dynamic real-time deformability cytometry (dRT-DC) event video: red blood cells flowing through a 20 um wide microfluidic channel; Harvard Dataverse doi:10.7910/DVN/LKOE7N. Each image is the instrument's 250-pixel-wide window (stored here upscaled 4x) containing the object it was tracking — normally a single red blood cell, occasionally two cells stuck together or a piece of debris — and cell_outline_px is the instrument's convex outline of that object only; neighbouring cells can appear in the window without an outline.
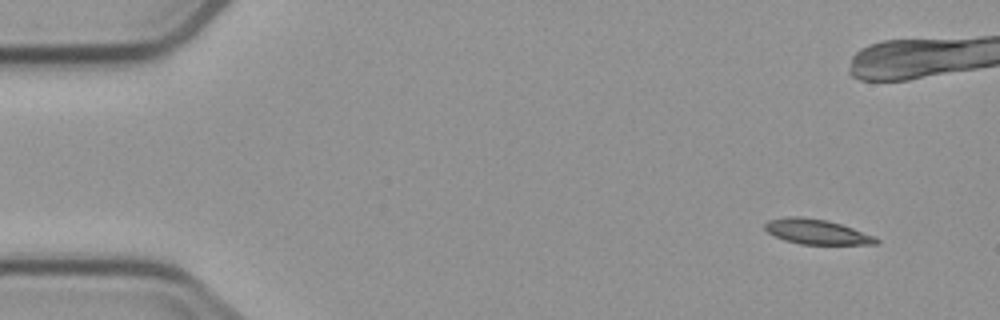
{"species": "common noctule bat (a hibernating species)", "species_latin": "Nyctalus noctula", "temperature_condition": "cold", "stored_images_in_passage": 5, "camera_frame_rate_fps": 3000, "um_per_image_px": 0.085, "animal": {"sex": "male", "body_mass_g": 23.1, "forearm_length_mm": 52.7}, "frame": {"image": 1, "passage_image": 1, "time_ms": 0.0, "image_size_px": [1000, 320], "cell_outline_px": [[880, 240], [876, 244], [800, 244], [784, 240], [768, 232], [764, 228], [764, 224], [768, 220], [784, 216], [800, 216], [824, 220], [840, 224], [876, 236]], "centroid_in_image_um": [69.4, 19.69], "position_along_channel_um": 15.6, "area_um2": 16.13}}